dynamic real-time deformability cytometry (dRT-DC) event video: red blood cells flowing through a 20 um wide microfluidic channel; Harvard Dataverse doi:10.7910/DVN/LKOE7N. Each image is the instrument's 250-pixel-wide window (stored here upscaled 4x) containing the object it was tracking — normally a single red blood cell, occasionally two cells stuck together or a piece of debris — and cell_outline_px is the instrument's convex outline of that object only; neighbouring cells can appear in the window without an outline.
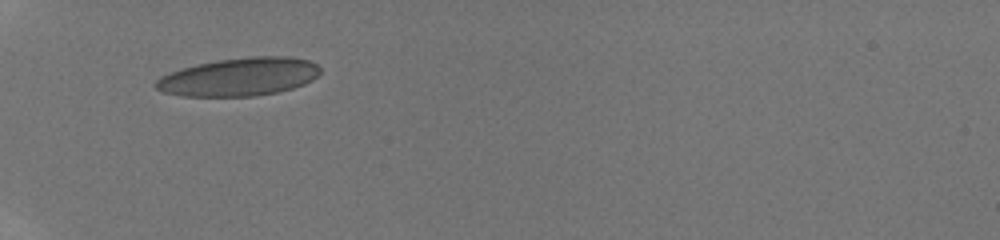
{"species": "human", "species_latin": "Homo sapiens", "temperature_condition": "room temperature", "stored_images_in_passage": 6, "camera_frame_rate_fps": 3000, "um_per_image_px": 0.085, "donor": {"sex": "male"}, "frame": {"image": 1, "passage_image": 1, "time_ms": 0.0, "image_size_px": [1000, 240], "cell_outline_px": [[320, 72], [312, 80], [304, 84], [292, 88], [276, 92], [256, 96], [184, 96], [164, 92], [156, 88], [152, 84], [160, 76], [196, 64], [220, 60], [248, 56], [288, 56], [308, 60], [316, 64], [320, 68]], "centroid_in_image_um": [20.33, 6.53], "position_along_channel_um": 64.7, "area_um2": 36.41}}
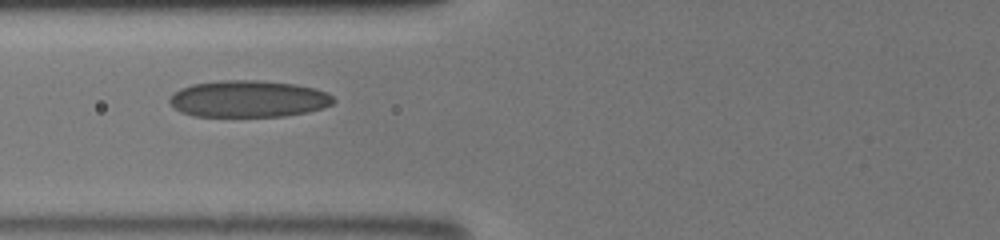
{"frame": {"image": 2, "passage_image": 3, "time_ms": 1.333, "image_size_px": [1000, 240], "cell_outline_px": [[336, 100], [332, 104], [308, 112], [284, 116], [192, 116], [180, 112], [168, 100], [180, 88], [192, 84], [220, 80], [256, 80], [296, 84], [312, 88], [324, 92], [332, 96]], "centroid_in_image_um": [21.1, 8.4], "position_along_channel_um": 104.7, "area_um2": 34.91}}
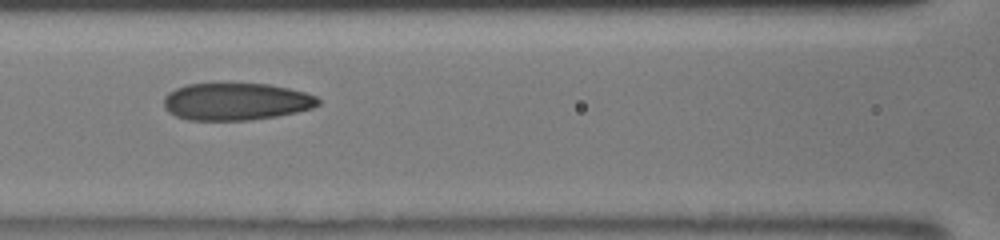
{"frame": {"image": 3, "passage_image": 5, "time_ms": 2.333, "image_size_px": [1000, 240], "cell_outline_px": [[320, 104], [312, 108], [296, 112], [276, 116], [252, 120], [188, 120], [176, 116], [168, 112], [164, 108], [164, 96], [168, 92], [176, 88], [188, 84], [268, 84], [288, 88], [304, 92], [316, 96], [320, 100]], "centroid_in_image_um": [20.05, 8.64], "position_along_channel_um": 146.6, "area_um2": 33.52}}